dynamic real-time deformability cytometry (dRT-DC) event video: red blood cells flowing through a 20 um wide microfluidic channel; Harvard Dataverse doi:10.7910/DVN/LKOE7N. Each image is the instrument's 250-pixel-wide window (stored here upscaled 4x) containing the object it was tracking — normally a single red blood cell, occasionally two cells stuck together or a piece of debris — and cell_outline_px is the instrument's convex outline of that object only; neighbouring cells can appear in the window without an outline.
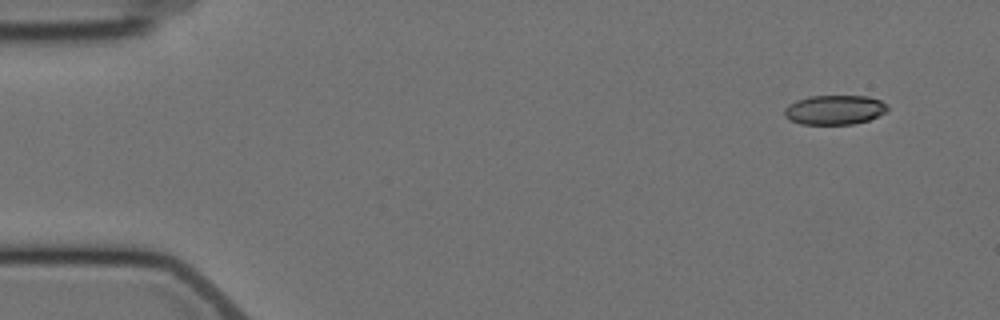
{"species": "Egyptian fruit bat (a non-hibernating species)", "species_latin": "Rousettus aegyptiacus", "temperature_condition": "cold", "stored_images_in_passage": 5, "camera_frame_rate_fps": 3000, "um_per_image_px": 0.085, "animal": {"sex": "female"}, "frame": {"image": 1, "passage_image": 1, "time_ms": 0.0, "image_size_px": [1000, 320], "cell_outline_px": [[888, 108], [884, 112], [868, 120], [852, 124], [800, 124], [788, 120], [784, 116], [784, 108], [788, 104], [796, 100], [808, 96], [868, 96], [880, 100], [888, 104]], "centroid_in_image_um": [70.89, 9.33], "position_along_channel_um": 14.1, "area_um2": 17.8}}
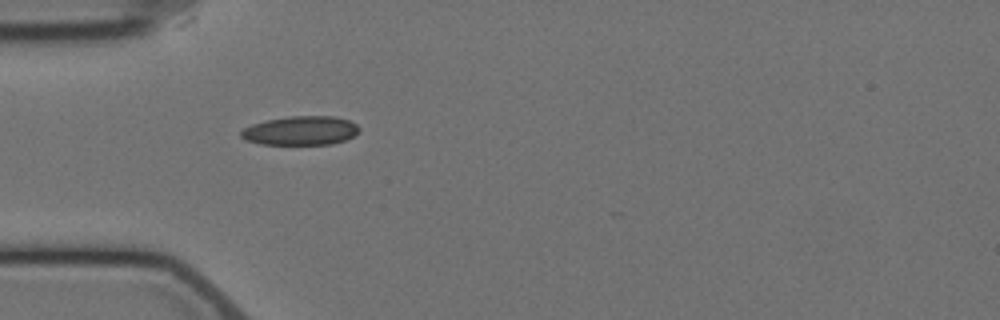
{"frame": {"image": 2, "passage_image": 5, "time_ms": 4.333, "image_size_px": [1000, 320], "cell_outline_px": [[360, 132], [344, 140], [332, 144], [260, 144], [244, 140], [240, 136], [240, 132], [244, 128], [252, 124], [268, 120], [288, 116], [336, 116], [348, 120], [356, 124], [360, 128]], "centroid_in_image_um": [25.55, 11.1], "position_along_channel_um": 59.4, "area_um2": 20.0}}